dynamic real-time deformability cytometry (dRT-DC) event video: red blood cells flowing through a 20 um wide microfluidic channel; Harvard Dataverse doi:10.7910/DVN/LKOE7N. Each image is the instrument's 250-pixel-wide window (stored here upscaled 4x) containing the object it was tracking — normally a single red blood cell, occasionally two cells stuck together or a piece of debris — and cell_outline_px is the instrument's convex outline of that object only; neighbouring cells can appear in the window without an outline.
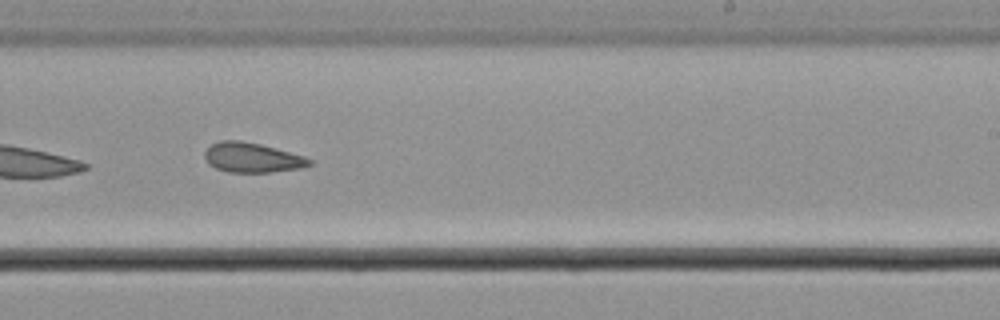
{"species": "common noctule bat (a hibernating species)", "species_latin": "Nyctalus noctula", "temperature_condition": "cold", "stored_images_in_passage": 7, "camera_frame_rate_fps": 3000, "um_per_image_px": 0.085, "animal": {"sex": "male", "body_mass_g": 21.5, "forearm_length_mm": 52.0}, "frame": {"image": 1, "passage_image": 7, "time_ms": 2.0, "image_size_px": [1000, 320], "cell_outline_px": [[312, 164], [304, 168], [268, 172], [228, 172], [216, 168], [208, 164], [204, 156], [204, 152], [212, 144], [220, 140], [240, 140], [260, 144], [304, 156], [312, 160]], "centroid_in_image_um": [21.43, 13.4], "position_along_channel_um": 267.6, "area_um2": 18.15}}